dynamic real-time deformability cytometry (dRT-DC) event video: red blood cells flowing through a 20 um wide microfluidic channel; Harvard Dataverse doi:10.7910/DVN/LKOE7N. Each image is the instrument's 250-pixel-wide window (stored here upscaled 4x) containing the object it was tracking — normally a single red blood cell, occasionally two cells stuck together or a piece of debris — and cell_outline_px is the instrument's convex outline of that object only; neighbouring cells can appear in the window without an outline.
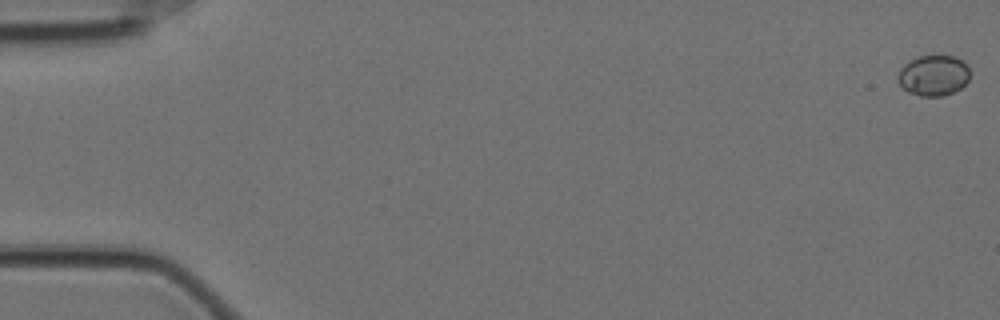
{"species": "Egyptian fruit bat (a non-hibernating species)", "species_latin": "Rousettus aegyptiacus", "temperature_condition": "cold", "stored_images_in_passage": 59, "camera_frame_rate_fps": 3000, "um_per_image_px": 0.085, "animal": {"sex": "female"}, "frame": {"image": 1, "passage_image": 1, "time_ms": 0.0, "image_size_px": [1000, 320], "cell_outline_px": [[968, 80], [960, 88], [944, 96], [920, 96], [908, 92], [900, 84], [896, 76], [900, 68], [904, 64], [920, 56], [952, 56], [968, 64]], "centroid_in_image_um": [79.32, 6.42], "position_along_channel_um": 5.7, "area_um2": 16.88}}
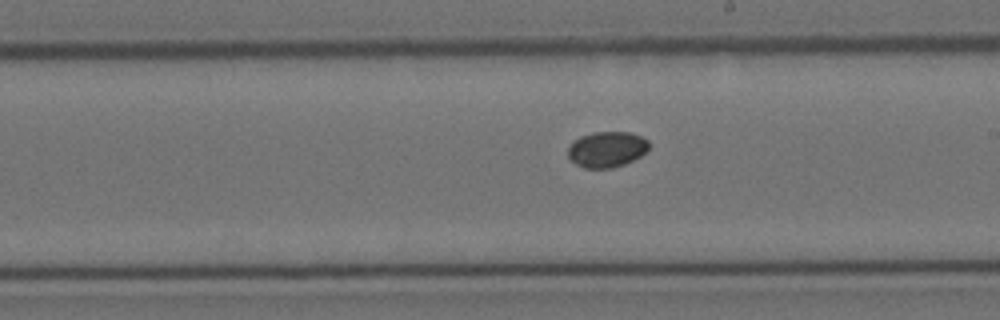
{"frame": {"image": 2, "passage_image": 34, "time_ms": 11.0, "image_size_px": [1000, 320], "cell_outline_px": [[648, 148], [640, 156], [624, 164], [612, 168], [584, 168], [568, 160], [568, 148], [580, 136], [592, 132], [628, 132], [640, 136], [648, 140]], "centroid_in_image_um": [51.55, 12.7], "position_along_channel_um": 237.5, "area_um2": 16.76}}
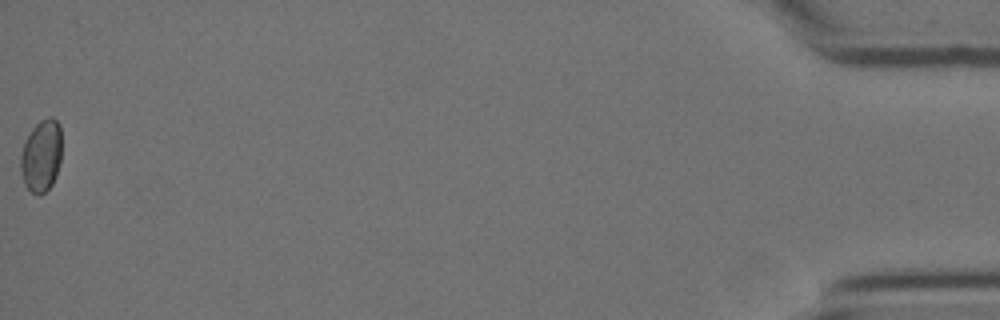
{"frame": {"image": 3, "passage_image": 59, "time_ms": 19.333, "image_size_px": [1000, 320], "cell_outline_px": [[60, 160], [56, 176], [52, 184], [40, 196], [36, 196], [24, 184], [20, 168], [20, 156], [24, 144], [32, 128], [40, 120], [48, 116], [52, 116], [60, 124]], "centroid_in_image_um": [3.51, 13.24], "position_along_channel_um": 431.7, "area_um2": 17.28}}